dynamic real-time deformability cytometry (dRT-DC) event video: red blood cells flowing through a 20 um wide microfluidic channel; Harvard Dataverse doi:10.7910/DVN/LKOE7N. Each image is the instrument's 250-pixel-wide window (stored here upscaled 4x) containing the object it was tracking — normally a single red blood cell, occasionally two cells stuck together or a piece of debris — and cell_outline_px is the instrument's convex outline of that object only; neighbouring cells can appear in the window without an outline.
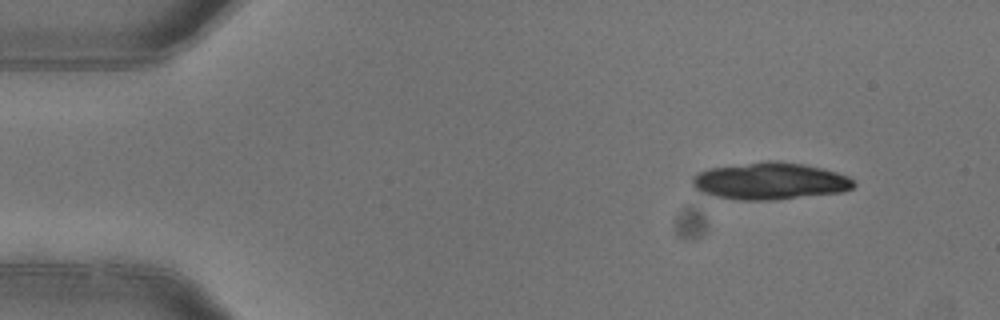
{"species": "common noctule bat (a hibernating species)", "species_latin": "Nyctalus noctula", "temperature_condition": "warm", "stored_images_in_passage": 5, "segment_of_instrument_passage": [2, 2], "camera_frame_rate_fps": 3000, "um_per_image_px": 0.085, "animal": {"sex": "female"}, "frame": {"image": 1, "passage_image": 5, "time_ms": 1.333, "image_size_px": [1000, 320], "cell_outline_px": [[856, 184], [852, 188], [840, 192], [772, 200], [740, 200], [716, 196], [700, 192], [692, 184], [692, 176], [708, 168], [764, 160], [780, 160], [804, 164], [824, 168], [848, 176]], "centroid_in_image_um": [65.43, 15.37], "position_along_channel_um": 19.6, "area_um2": 34.97}}